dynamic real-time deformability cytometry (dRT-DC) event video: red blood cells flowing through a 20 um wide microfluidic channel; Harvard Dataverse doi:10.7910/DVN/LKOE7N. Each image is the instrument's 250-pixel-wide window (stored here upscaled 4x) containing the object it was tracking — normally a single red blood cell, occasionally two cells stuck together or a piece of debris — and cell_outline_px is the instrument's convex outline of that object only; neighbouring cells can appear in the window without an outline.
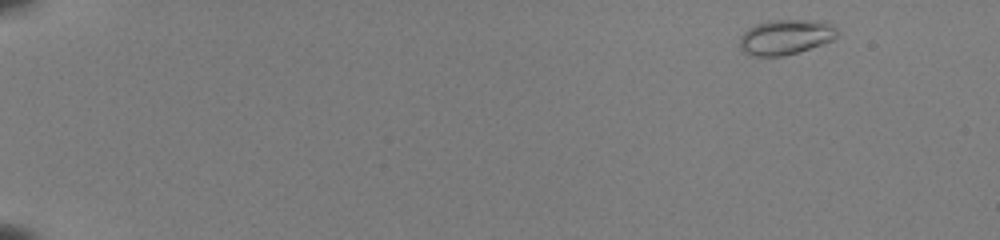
{"species": "common noctule bat (a hibernating species)", "species_latin": "Nyctalus noctula", "temperature_condition": "room temperature", "stored_images_in_passage": 34, "camera_frame_rate_fps": 3000, "um_per_image_px": 0.085, "animal": {"sex": "female", "body_mass_g": 22.0, "forearm_length_mm": 56.7}, "frame": {"image": 1, "passage_image": 3, "time_ms": 0.667, "image_size_px": [1000, 240], "cell_outline_px": [[836, 36], [832, 40], [784, 56], [748, 56], [740, 48], [740, 36], [748, 28], [756, 24], [768, 20], [824, 20], [836, 28]], "centroid_in_image_um": [66.73, 3.14], "position_along_channel_um": 18.3, "area_um2": 19.88}}
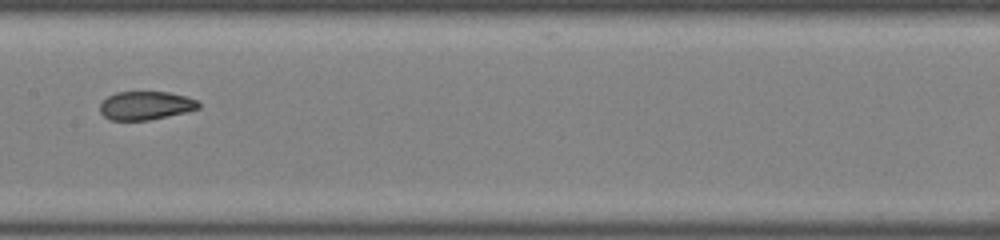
{"frame": {"image": 2, "passage_image": 28, "time_ms": 9.0, "image_size_px": [1000, 240], "cell_outline_px": [[200, 108], [184, 112], [148, 120], [112, 120], [104, 116], [100, 112], [100, 104], [108, 96], [116, 92], [168, 92], [184, 96], [196, 100], [200, 104]], "centroid_in_image_um": [12.36, 8.97], "position_along_channel_um": 195.0, "area_um2": 16.13}}
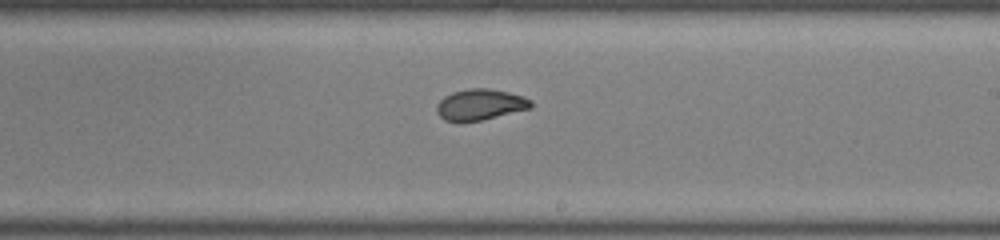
{"frame": {"image": 3, "passage_image": 32, "time_ms": 10.333, "image_size_px": [1000, 240], "cell_outline_px": [[532, 108], [480, 120], [456, 124], [444, 120], [436, 112], [436, 104], [444, 96], [452, 92], [468, 88], [488, 88], [508, 92], [524, 96], [532, 100]], "centroid_in_image_um": [40.77, 8.9], "position_along_channel_um": 248.2, "area_um2": 17.4}}